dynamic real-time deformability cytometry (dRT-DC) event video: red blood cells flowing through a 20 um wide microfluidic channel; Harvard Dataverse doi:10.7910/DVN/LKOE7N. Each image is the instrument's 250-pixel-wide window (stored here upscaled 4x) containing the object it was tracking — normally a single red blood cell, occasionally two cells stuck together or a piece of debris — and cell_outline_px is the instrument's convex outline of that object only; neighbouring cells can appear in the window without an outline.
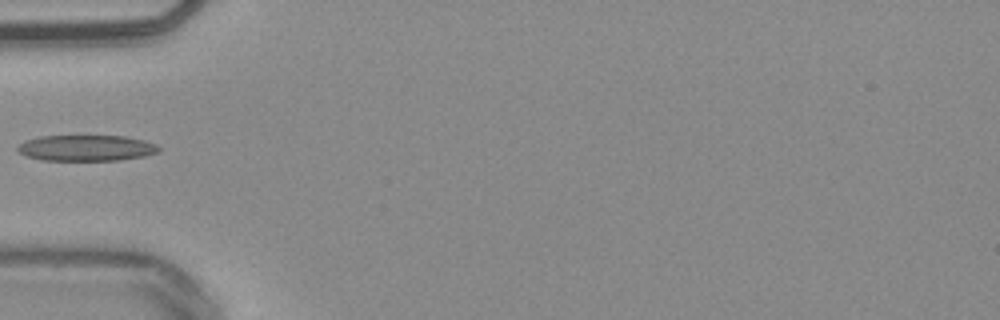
{"species": "common noctule bat (a hibernating species)", "species_latin": "Nyctalus noctula", "temperature_condition": "warm", "stored_images_in_passage": 36, "camera_frame_rate_fps": 3000, "um_per_image_px": 0.085, "animal": {"sex": "male", "body_mass_g": 20.4}, "frame": {"image": 1, "passage_image": 1, "time_ms": 0.0, "image_size_px": [1000, 320], "cell_outline_px": [[160, 152], [144, 156], [120, 160], [40, 160], [28, 156], [20, 152], [16, 148], [24, 140], [40, 136], [124, 136], [144, 140], [156, 144], [160, 148]], "centroid_in_image_um": [7.36, 12.58], "position_along_channel_um": 77.6, "area_um2": 21.33}}
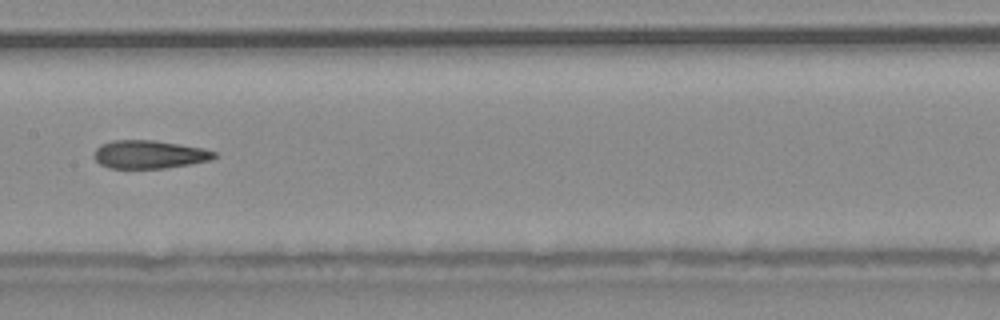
{"frame": {"image": 2, "passage_image": 10, "time_ms": 3.0, "image_size_px": [1000, 320], "cell_outline_px": [[216, 156], [212, 160], [164, 168], [108, 168], [100, 164], [92, 156], [96, 148], [100, 144], [112, 140], [152, 140], [204, 148], [216, 152]], "centroid_in_image_um": [12.65, 13.12], "position_along_channel_um": 194.7, "area_um2": 19.77}}
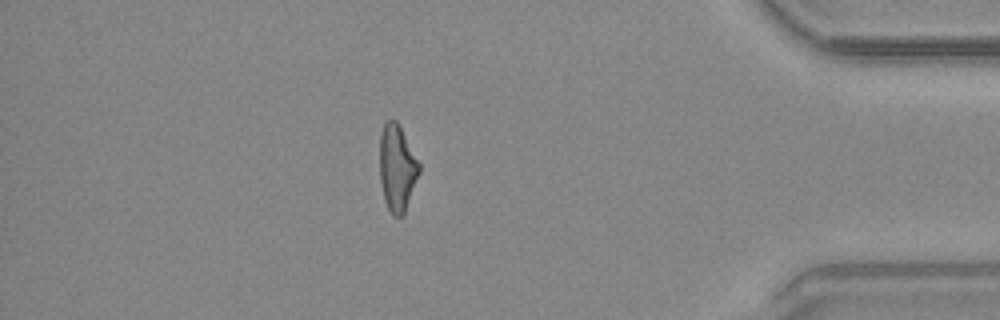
{"frame": {"image": 3, "passage_image": 29, "time_ms": 9.333, "image_size_px": [1000, 320], "cell_outline_px": [[420, 172], [404, 212], [400, 216], [392, 216], [384, 200], [380, 180], [380, 132], [384, 124], [388, 120], [396, 120], [420, 164]], "centroid_in_image_um": [33.74, 14.28], "position_along_channel_um": 401.5, "area_um2": 19.59}}